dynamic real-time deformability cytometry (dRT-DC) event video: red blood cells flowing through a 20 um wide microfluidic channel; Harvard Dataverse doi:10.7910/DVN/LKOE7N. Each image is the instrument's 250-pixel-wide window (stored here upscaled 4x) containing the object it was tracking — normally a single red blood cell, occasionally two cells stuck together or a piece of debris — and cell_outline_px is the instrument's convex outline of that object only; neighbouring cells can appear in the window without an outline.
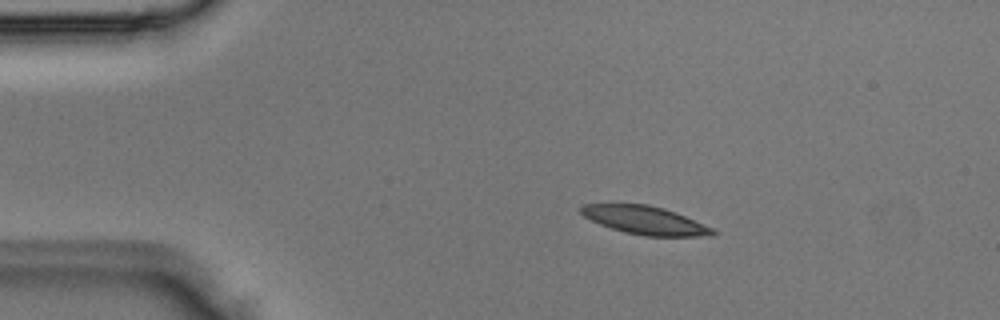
{"species": "Egyptian fruit bat (a non-hibernating species)", "species_latin": "Rousettus aegyptiacus", "temperature_condition": "room temperature", "stored_images_in_passage": 3, "camera_frame_rate_fps": 3000, "um_per_image_px": 0.085, "animal": {"sex": "male"}, "frame": {"image": 1, "passage_image": 2, "time_ms": 0.333, "image_size_px": [1000, 320], "cell_outline_px": [[716, 232], [712, 236], [644, 236], [624, 232], [600, 224], [584, 216], [580, 212], [580, 208], [584, 204], [648, 204], [664, 208], [676, 212], [712, 228]], "centroid_in_image_um": [54.83, 18.72], "position_along_channel_um": 30.2, "area_um2": 21.5}}